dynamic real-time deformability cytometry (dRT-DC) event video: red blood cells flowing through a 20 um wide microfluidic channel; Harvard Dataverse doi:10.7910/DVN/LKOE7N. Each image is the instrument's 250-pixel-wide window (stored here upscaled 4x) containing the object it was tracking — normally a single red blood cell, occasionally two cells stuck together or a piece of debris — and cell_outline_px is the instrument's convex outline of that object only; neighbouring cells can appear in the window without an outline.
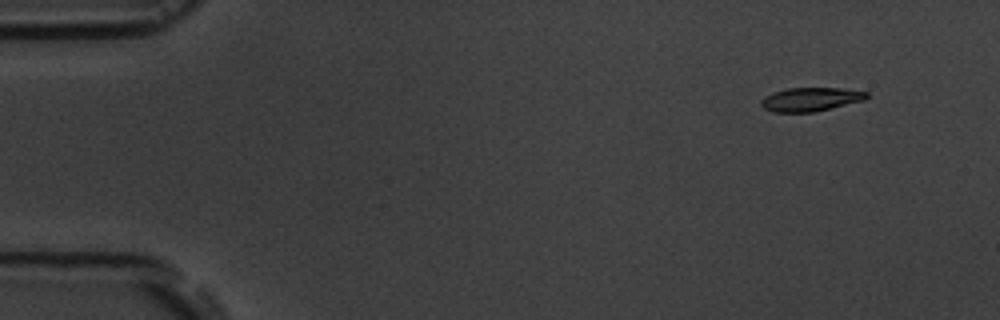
{"species": "common noctule bat (a hibernating species)", "species_latin": "Nyctalus noctula", "temperature_condition": "room temperature", "stored_images_in_passage": 6, "camera_frame_rate_fps": 3000, "um_per_image_px": 0.085, "animal": {"sex": "male", "body_mass_g": 19.5, "forearm_length_mm": 54.6}, "frame": {"image": 1, "passage_image": 1, "time_ms": 0.0, "image_size_px": [1000, 320], "cell_outline_px": [[868, 96], [864, 100], [816, 112], [776, 112], [764, 108], [760, 104], [760, 100], [764, 96], [772, 92], [788, 88], [840, 88], [868, 92]], "centroid_in_image_um": [68.88, 8.44], "position_along_channel_um": 16.1, "area_um2": 14.62}}
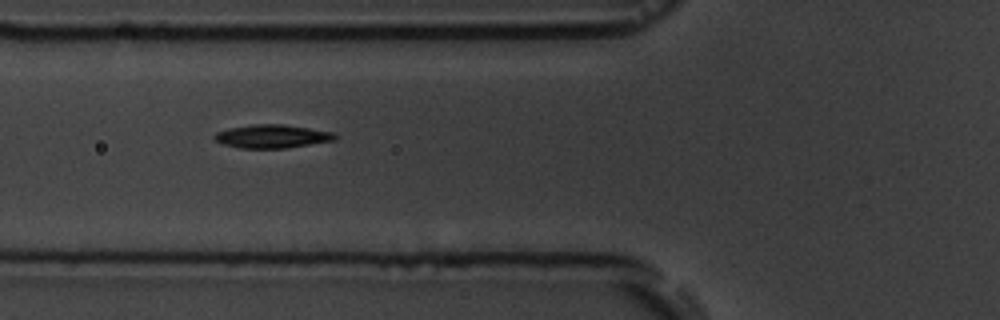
{"frame": {"image": 2, "passage_image": 5, "time_ms": 5.333, "image_size_px": [1000, 320], "cell_outline_px": [[336, 140], [284, 148], [240, 148], [220, 144], [212, 136], [216, 132], [228, 128], [252, 124], [284, 124], [332, 132], [336, 136]], "centroid_in_image_um": [23.06, 11.58], "position_along_channel_um": 102.7, "area_um2": 16.42}}
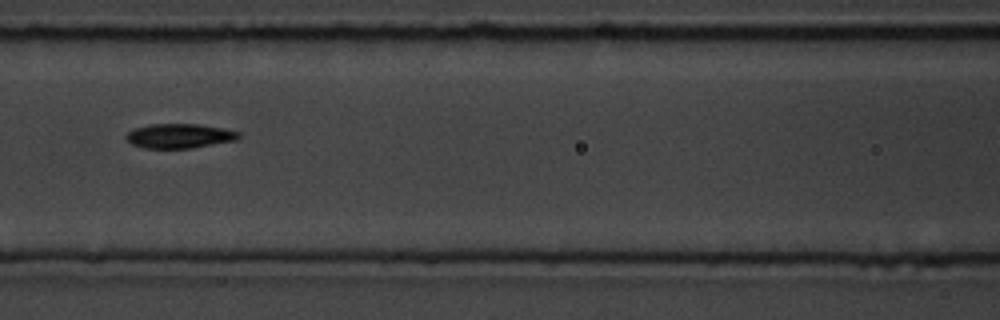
{"frame": {"image": 3, "passage_image": 6, "time_ms": 6.667, "image_size_px": [1000, 320], "cell_outline_px": [[240, 140], [192, 148], [144, 148], [132, 144], [124, 136], [132, 128], [152, 124], [200, 124], [224, 128], [240, 132]], "centroid_in_image_um": [15.29, 11.55], "position_along_channel_um": 151.3, "area_um2": 16.3}}